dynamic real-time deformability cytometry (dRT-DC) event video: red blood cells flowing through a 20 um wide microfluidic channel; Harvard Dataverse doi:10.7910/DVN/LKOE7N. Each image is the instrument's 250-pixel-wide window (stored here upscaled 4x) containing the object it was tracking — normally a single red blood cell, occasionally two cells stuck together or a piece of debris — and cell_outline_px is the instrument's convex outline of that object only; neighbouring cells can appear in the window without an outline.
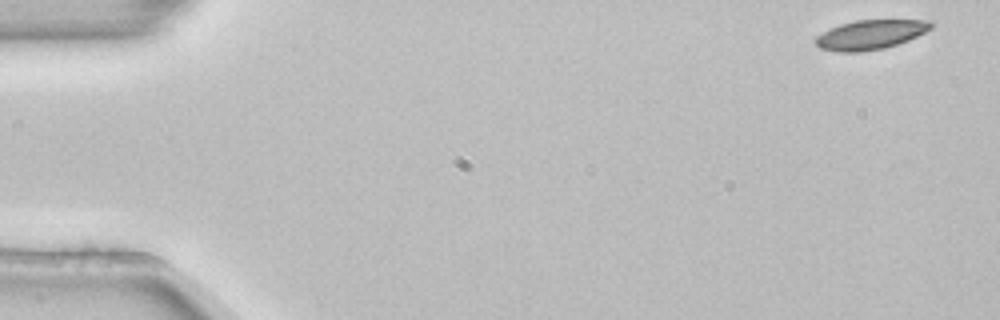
{"species": "common noctule bat (a hibernating species)", "species_latin": "Nyctalus noctula", "temperature_condition": "room temperature", "stored_images_in_passage": 5, "camera_frame_rate_fps": 3000, "um_per_image_px": 0.085, "animal": {"sex": "female", "body_mass_g": 22.7, "forearm_length_mm": 54.2}, "frame": {"image": 1, "passage_image": 1, "time_ms": 0.0, "image_size_px": [1000, 320], "cell_outline_px": [[932, 28], [908, 40], [884, 48], [860, 52], [836, 52], [820, 48], [816, 44], [816, 36], [840, 24], [856, 20], [932, 20]], "centroid_in_image_um": [73.99, 2.95], "position_along_channel_um": 11.0, "area_um2": 19.59}}
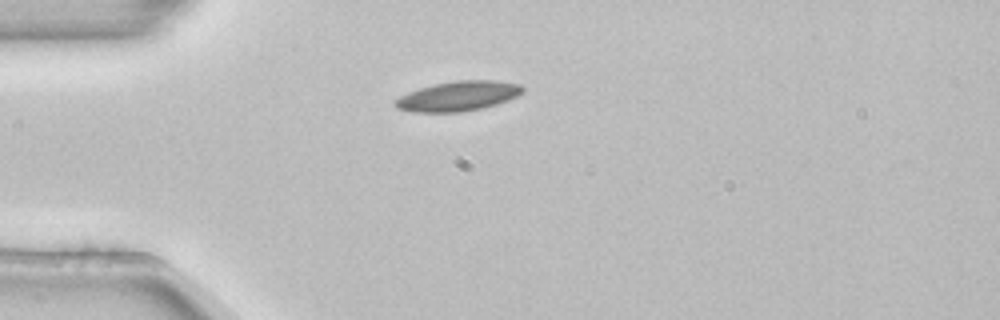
{"frame": {"image": 2, "passage_image": 4, "time_ms": 1.0, "image_size_px": [1000, 320], "cell_outline_px": [[524, 92], [508, 100], [484, 108], [460, 112], [412, 112], [396, 108], [392, 104], [400, 96], [408, 92], [432, 84], [456, 80], [496, 80], [520, 84], [524, 88]], "centroid_in_image_um": [38.94, 8.16], "position_along_channel_um": 46.1, "area_um2": 22.31}}
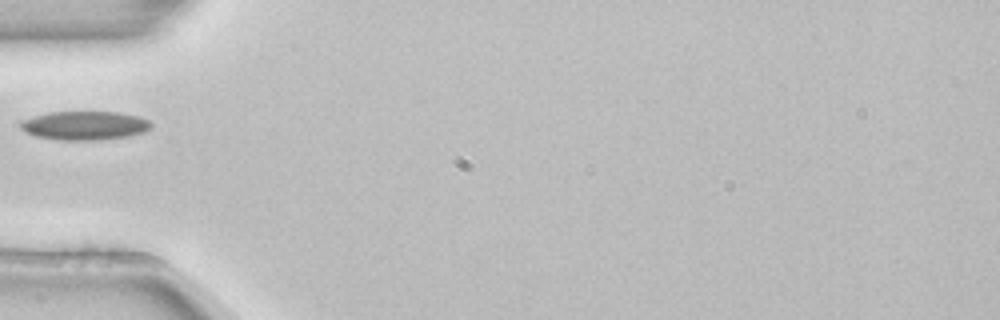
{"frame": {"image": 3, "passage_image": 5, "time_ms": 1.333, "image_size_px": [1000, 320], "cell_outline_px": [[152, 124], [144, 132], [128, 136], [100, 140], [60, 140], [36, 136], [24, 132], [20, 128], [20, 124], [24, 120], [48, 112], [116, 112], [136, 116], [148, 120]], "centroid_in_image_um": [7.18, 10.68], "position_along_channel_um": 77.8, "area_um2": 21.68}}